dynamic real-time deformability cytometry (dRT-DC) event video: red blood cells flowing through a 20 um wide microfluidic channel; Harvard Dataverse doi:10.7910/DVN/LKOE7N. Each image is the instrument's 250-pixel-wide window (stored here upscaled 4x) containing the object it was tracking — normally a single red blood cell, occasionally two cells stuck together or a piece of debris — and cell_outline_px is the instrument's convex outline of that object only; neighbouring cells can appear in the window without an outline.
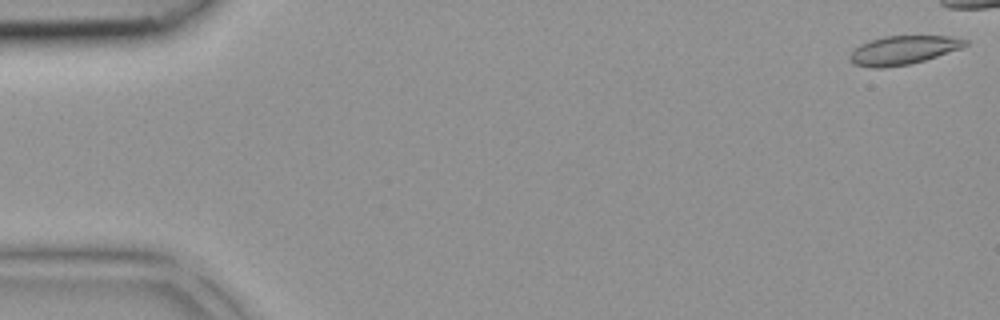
{"species": "common noctule bat (a hibernating species)", "species_latin": "Nyctalus noctula", "temperature_condition": "room temperature", "stored_images_in_passage": 34, "camera_frame_rate_fps": 3000, "um_per_image_px": 0.085, "animal": {"sex": "female", "body_mass_g": 18.4}, "frame": {"image": 1, "passage_image": 1, "time_ms": 0.0, "image_size_px": [1000, 320], "cell_outline_px": [[968, 44], [960, 48], [924, 60], [908, 64], [884, 68], [872, 68], [852, 64], [848, 60], [848, 56], [860, 44], [868, 40], [884, 36], [948, 36], [968, 40]], "centroid_in_image_um": [76.7, 4.26], "position_along_channel_um": 8.3, "area_um2": 19.25}}
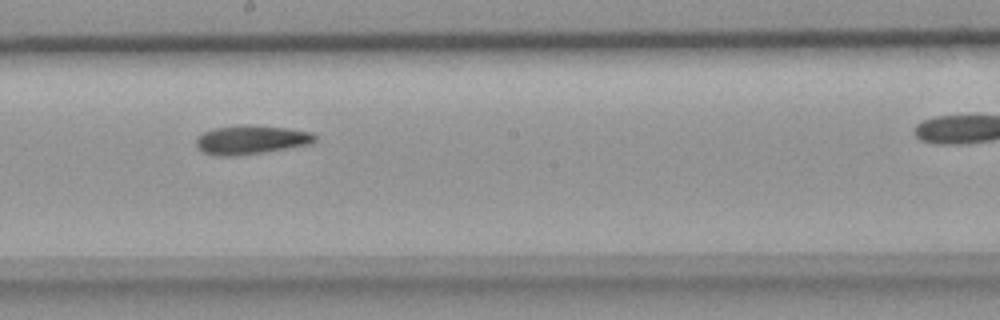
{"frame": {"image": 2, "passage_image": 23, "time_ms": 7.333, "image_size_px": [1000, 320], "cell_outline_px": [[316, 140], [312, 144], [264, 152], [232, 156], [212, 156], [200, 152], [196, 148], [196, 136], [204, 132], [216, 128], [288, 128], [312, 132], [316, 136]], "centroid_in_image_um": [21.31, 11.95], "position_along_channel_um": 226.9, "area_um2": 19.25}}
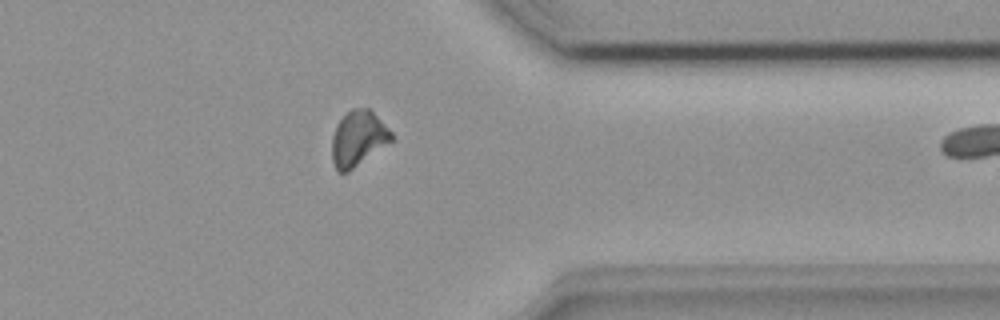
{"frame": {"image": 3, "passage_image": 33, "time_ms": 10.667, "image_size_px": [1000, 320], "cell_outline_px": [[396, 136], [392, 140], [348, 172], [336, 172], [332, 160], [332, 136], [336, 124], [352, 108], [368, 108]], "centroid_in_image_um": [30.42, 11.78], "position_along_channel_um": 381.0, "area_um2": 18.96}}